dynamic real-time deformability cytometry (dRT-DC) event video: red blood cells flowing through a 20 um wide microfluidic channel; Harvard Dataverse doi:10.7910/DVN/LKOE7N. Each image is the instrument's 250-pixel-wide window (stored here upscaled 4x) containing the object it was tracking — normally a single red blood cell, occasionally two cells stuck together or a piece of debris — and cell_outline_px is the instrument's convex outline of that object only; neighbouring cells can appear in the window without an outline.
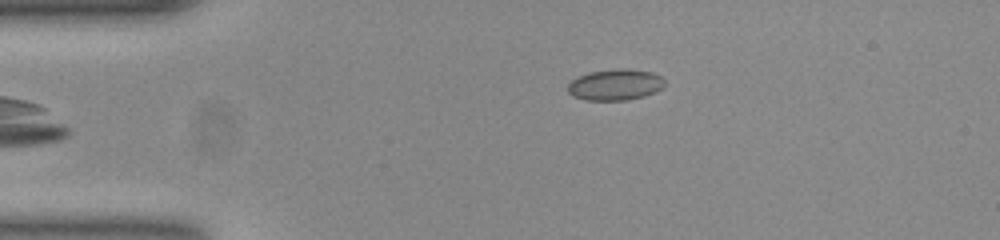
{"species": "common noctule bat (a hibernating species)", "species_latin": "Nyctalus noctula", "temperature_condition": "room temperature", "stored_images_in_passage": 39, "camera_frame_rate_fps": 3000, "um_per_image_px": 0.085, "animal": {"sex": "female", "body_mass_g": 23.0, "forearm_length_mm": 53.4}, "frame": {"image": 1, "passage_image": 2, "time_ms": 0.333, "image_size_px": [1000, 240], "cell_outline_px": [[664, 88], [644, 96], [628, 100], [584, 100], [572, 96], [568, 92], [568, 84], [576, 76], [588, 72], [628, 68], [652, 72], [660, 76], [664, 80]], "centroid_in_image_um": [52.28, 7.2], "position_along_channel_um": 32.7, "area_um2": 17.69}}
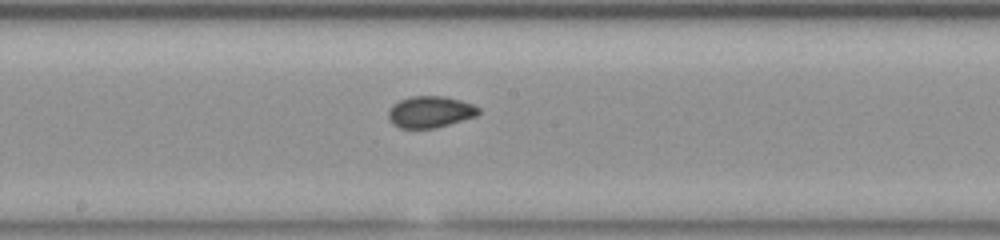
{"frame": {"image": 2, "passage_image": 19, "time_ms": 6.0, "image_size_px": [1000, 240], "cell_outline_px": [[480, 112], [476, 116], [436, 128], [400, 128], [392, 124], [388, 116], [388, 112], [392, 104], [400, 100], [412, 96], [444, 96], [460, 100], [472, 104], [480, 108]], "centroid_in_image_um": [36.56, 9.51], "position_along_channel_um": 211.6, "area_um2": 16.59}}
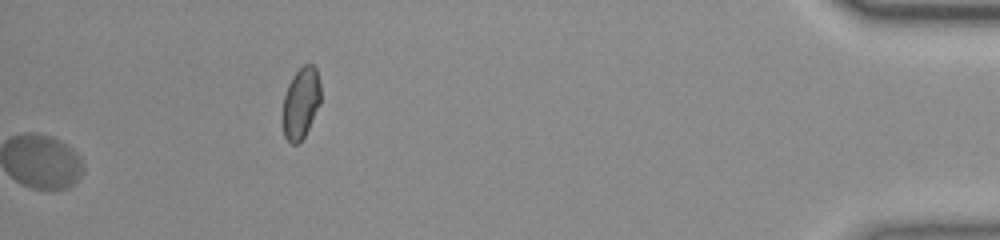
{"frame": {"image": 3, "passage_image": 39, "time_ms": 12.667, "image_size_px": [1000, 240], "cell_outline_px": [[320, 104], [304, 136], [296, 144], [292, 144], [284, 136], [280, 116], [284, 96], [288, 84], [292, 76], [304, 64], [312, 64], [316, 68], [320, 84]], "centroid_in_image_um": [25.53, 8.76], "position_along_channel_um": 409.7, "area_um2": 16.01}, "authors_computed_cell_mechanics": {"area_um2": 16.7042, "velocity_mm_per_s": 3.887, "shape_relaxation_time_tau1_ms": 5.1699, "shape_relaxation_time_tau2_ms": 1.3899, "deformation_change_tau1": 0.0818, "deformation_change_tau2": 0.0462}}